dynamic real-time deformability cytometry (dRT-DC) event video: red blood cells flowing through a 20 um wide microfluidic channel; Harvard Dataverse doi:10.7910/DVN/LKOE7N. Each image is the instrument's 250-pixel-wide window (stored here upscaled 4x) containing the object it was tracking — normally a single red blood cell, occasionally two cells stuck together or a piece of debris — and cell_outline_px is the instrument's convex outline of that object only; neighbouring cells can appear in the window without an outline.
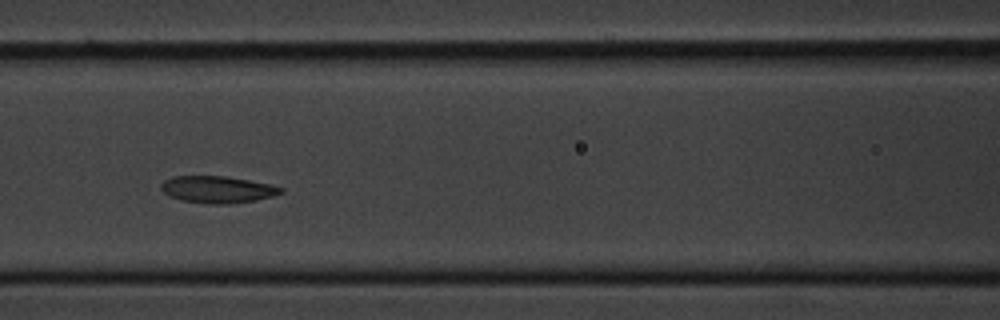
{"species": "common noctule bat (a hibernating species)", "species_latin": "Nyctalus noctula", "temperature_condition": "cold", "stored_images_in_passage": 6, "camera_frame_rate_fps": 3000, "um_per_image_px": 0.085, "animal": {"sex": "male", "body_mass_g": 20.1, "forearm_length_mm": 53.5}, "frame": {"image": 1, "passage_image": 5, "time_ms": 4.333, "image_size_px": [1000, 320], "cell_outline_px": [[284, 192], [272, 196], [256, 200], [228, 204], [208, 204], [180, 200], [168, 196], [160, 188], [160, 184], [164, 180], [172, 176], [224, 176], [248, 180], [268, 184], [284, 188]], "centroid_in_image_um": [18.45, 16.11], "position_along_channel_um": 148.2, "area_um2": 18.84}}
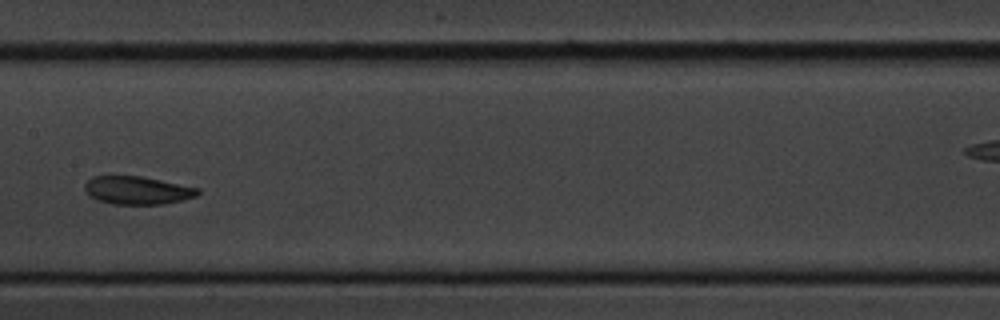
{"frame": {"image": 2, "passage_image": 6, "time_ms": 5.667, "image_size_px": [1000, 320], "cell_outline_px": [[200, 192], [196, 196], [164, 204], [112, 204], [96, 200], [88, 196], [84, 192], [84, 184], [92, 176], [140, 176], [200, 188]], "centroid_in_image_um": [11.62, 16.18], "position_along_channel_um": 195.8, "area_um2": 18.55}}